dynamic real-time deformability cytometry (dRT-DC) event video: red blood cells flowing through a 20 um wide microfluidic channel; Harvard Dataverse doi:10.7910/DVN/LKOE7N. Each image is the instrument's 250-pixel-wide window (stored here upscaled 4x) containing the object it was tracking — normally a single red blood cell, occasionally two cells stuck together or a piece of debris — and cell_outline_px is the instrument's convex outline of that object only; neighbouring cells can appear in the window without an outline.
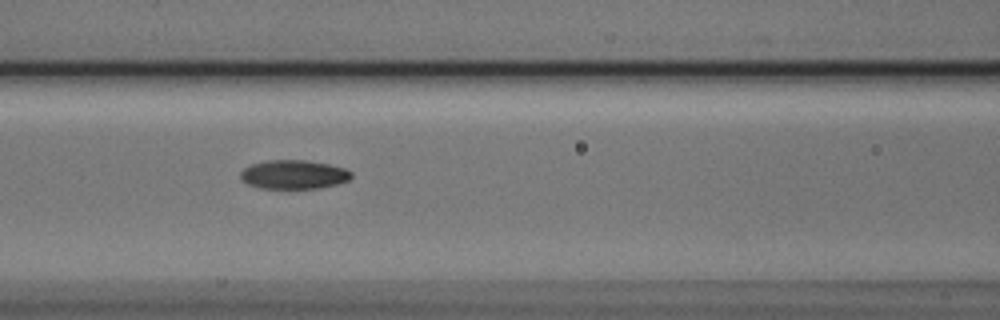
{"species": "Egyptian fruit bat (a non-hibernating species)", "species_latin": "Rousettus aegyptiacus", "temperature_condition": "cold", "stored_images_in_passage": 10, "camera_frame_rate_fps": 3000, "um_per_image_px": 0.085, "animal": {"sex": "male"}, "frame": {"image": 1, "passage_image": 6, "time_ms": 1.667, "image_size_px": [1000, 320], "cell_outline_px": [[352, 176], [348, 180], [336, 184], [320, 188], [260, 188], [248, 184], [240, 176], [240, 172], [244, 168], [252, 164], [268, 160], [304, 160], [328, 164], [344, 168], [352, 172]], "centroid_in_image_um": [24.97, 14.83], "position_along_channel_um": 141.6, "area_um2": 18.5}}
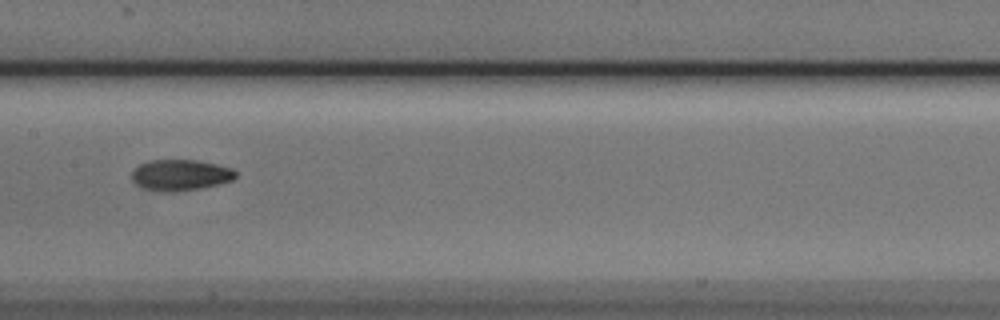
{"frame": {"image": 2, "passage_image": 7, "time_ms": 2.0, "image_size_px": [1000, 320], "cell_outline_px": [[236, 176], [232, 180], [200, 188], [176, 192], [160, 192], [140, 188], [132, 180], [132, 168], [148, 160], [196, 160], [216, 164], [232, 168], [236, 172]], "centroid_in_image_um": [15.27, 14.88], "position_along_channel_um": 192.1, "area_um2": 18.96}}
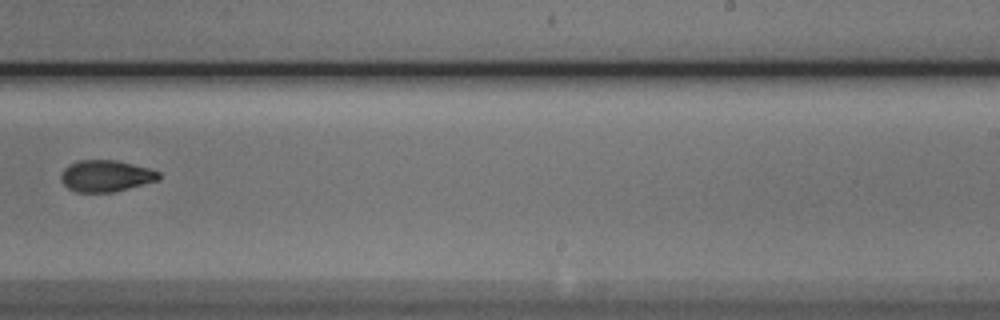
{"frame": {"image": 3, "passage_image": 9, "time_ms": 2.667, "image_size_px": [1000, 320], "cell_outline_px": [[160, 180], [116, 192], [76, 192], [68, 188], [60, 180], [60, 176], [64, 168], [80, 160], [116, 160], [148, 168], [160, 172]], "centroid_in_image_um": [9.02, 14.97], "position_along_channel_um": 280.0, "area_um2": 18.03}}